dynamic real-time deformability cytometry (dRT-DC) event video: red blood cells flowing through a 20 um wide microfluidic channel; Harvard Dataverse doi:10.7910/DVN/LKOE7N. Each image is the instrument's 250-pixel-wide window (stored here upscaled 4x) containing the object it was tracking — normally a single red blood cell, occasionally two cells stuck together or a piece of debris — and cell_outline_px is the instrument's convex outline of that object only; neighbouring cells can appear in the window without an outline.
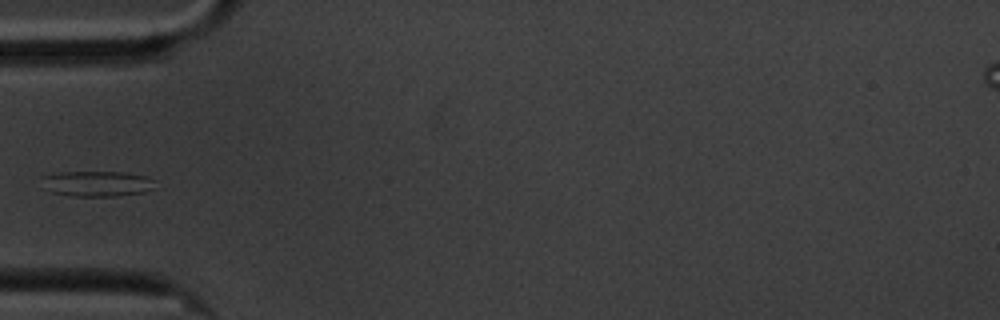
{"species": "common noctule bat (a hibernating species)", "species_latin": "Nyctalus noctula", "temperature_condition": "cold", "stored_images_in_passage": 41, "camera_frame_rate_fps": 3000, "um_per_image_px": 0.085, "animal": {"sex": "male", "body_mass_g": 20.1, "forearm_length_mm": 53.5}, "frame": {"image": 1, "passage_image": 1, "time_ms": 0.0, "image_size_px": [1000, 320], "cell_outline_px": [[156, 188], [144, 192], [112, 196], [72, 196], [52, 192], [40, 188], [40, 176], [60, 172], [124, 172], [148, 176], [156, 180]], "centroid_in_image_um": [8.21, 15.6], "position_along_channel_um": 76.8, "area_um2": 17.34}}
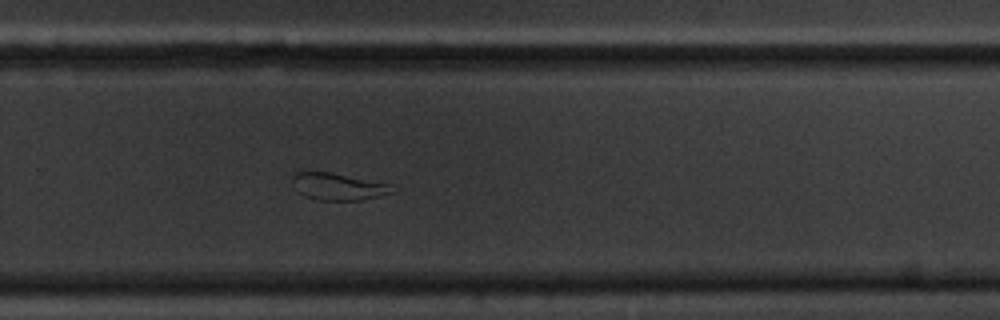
{"frame": {"image": 2, "passage_image": 21, "time_ms": 6.667, "image_size_px": [1000, 320], "cell_outline_px": [[396, 192], [380, 196], [360, 200], [316, 200], [304, 196], [300, 192], [292, 180], [292, 172], [332, 172], [388, 184]], "centroid_in_image_um": [28.73, 15.86], "position_along_channel_um": 301.1, "area_um2": 15.55}}
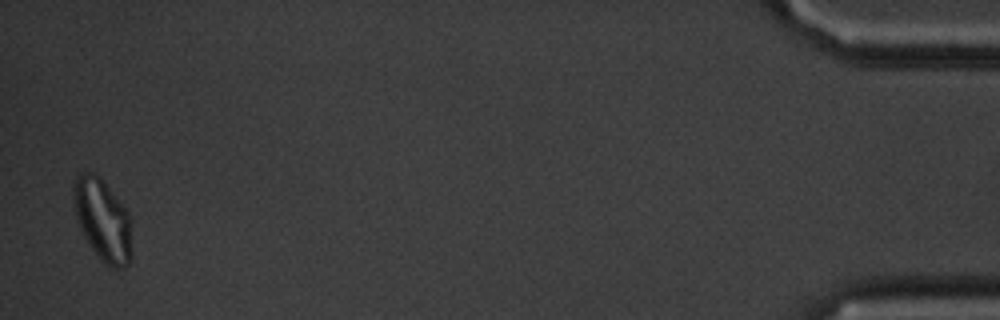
{"frame": {"image": 3, "passage_image": 40, "time_ms": 13.0, "image_size_px": [1000, 320], "cell_outline_px": [[132, 260], [124, 268], [112, 268], [104, 264], [100, 260], [84, 236], [80, 228], [76, 216], [72, 196], [72, 180], [80, 172], [96, 172], [100, 176], [128, 212], [132, 252]], "centroid_in_image_um": [8.7, 18.68], "position_along_channel_um": 426.5, "area_um2": 28.15}}